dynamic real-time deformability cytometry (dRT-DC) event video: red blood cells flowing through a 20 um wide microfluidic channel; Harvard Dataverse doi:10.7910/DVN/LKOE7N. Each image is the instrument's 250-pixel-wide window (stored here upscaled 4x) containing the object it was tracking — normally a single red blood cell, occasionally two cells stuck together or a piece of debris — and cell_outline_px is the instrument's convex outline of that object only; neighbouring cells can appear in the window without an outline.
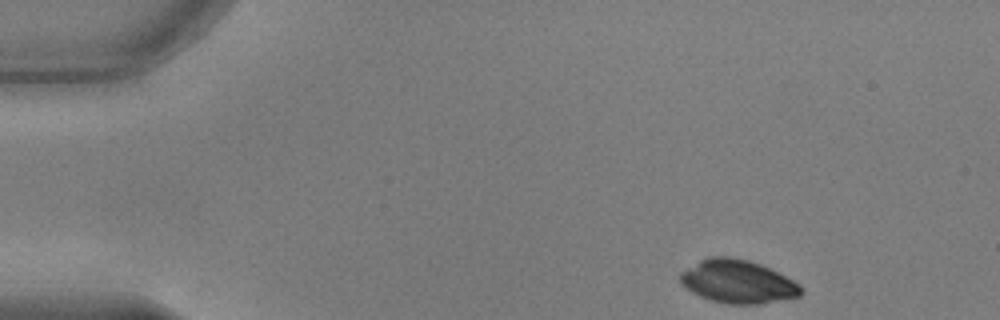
{"species": "common noctule bat (a hibernating species)", "species_latin": "Nyctalus noctula", "temperature_condition": "warm", "stored_images_in_passage": 47, "camera_frame_rate_fps": 3000, "um_per_image_px": 0.085, "animal": {"sex": "male", "body_mass_g": 17.9, "forearm_length_mm": 54.2}, "frame": {"image": 1, "passage_image": 1, "time_ms": 0.0, "image_size_px": [1000, 320], "cell_outline_px": [[804, 292], [800, 296], [760, 304], [728, 304], [712, 300], [700, 296], [692, 292], [680, 284], [680, 272], [700, 260], [708, 256], [728, 256], [748, 260], [760, 264], [800, 284]], "centroid_in_image_um": [62.69, 23.93], "position_along_channel_um": 22.3, "area_um2": 30.35}}
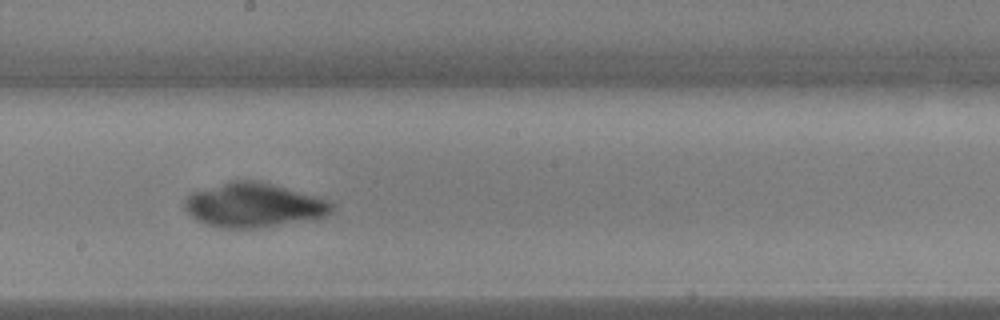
{"frame": {"image": 2, "passage_image": 24, "time_ms": 7.667, "image_size_px": [1000, 320], "cell_outline_px": [[332, 212], [324, 216], [312, 220], [256, 228], [220, 228], [204, 224], [196, 220], [184, 208], [184, 200], [192, 192], [232, 180], [256, 180], [272, 184], [312, 196], [324, 200], [332, 204]], "centroid_in_image_um": [21.5, 17.45], "position_along_channel_um": 226.7, "area_um2": 37.63}}
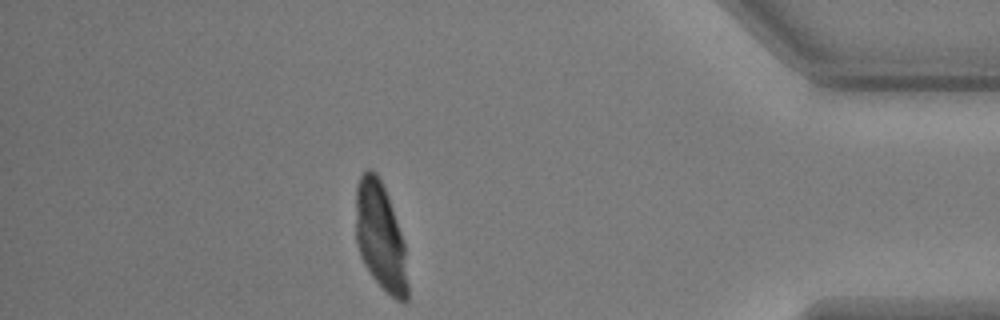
{"frame": {"image": 3, "passage_image": 41, "time_ms": 13.333, "image_size_px": [1000, 320], "cell_outline_px": [[408, 300], [404, 304], [396, 300], [372, 276], [364, 264], [360, 256], [356, 244], [356, 184], [360, 176], [368, 168], [376, 172], [388, 196], [404, 244], [408, 284]], "centroid_in_image_um": [32.32, 20.12], "position_along_channel_um": 402.9, "area_um2": 32.48}}